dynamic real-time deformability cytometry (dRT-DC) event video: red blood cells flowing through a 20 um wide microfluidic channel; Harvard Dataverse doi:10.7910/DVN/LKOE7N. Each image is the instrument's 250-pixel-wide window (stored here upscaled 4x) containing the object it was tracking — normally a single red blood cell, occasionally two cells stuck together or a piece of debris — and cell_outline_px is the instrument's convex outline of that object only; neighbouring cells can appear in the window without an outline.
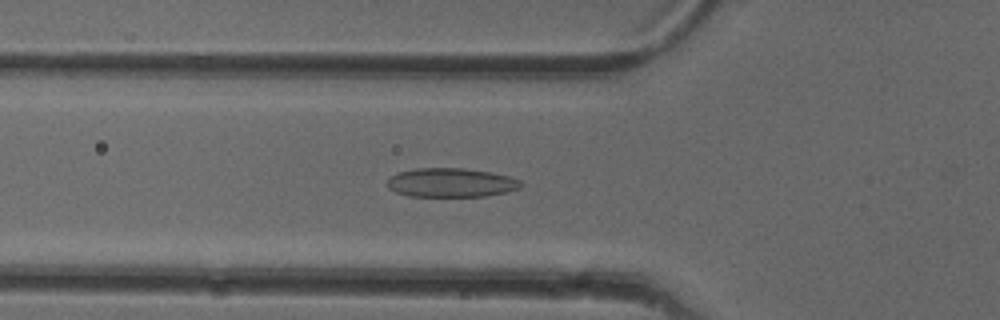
{"species": "common noctule bat (a hibernating species)", "species_latin": "Nyctalus noctula", "temperature_condition": "cold", "stored_images_in_passage": 51, "camera_frame_rate_fps": 3000, "um_per_image_px": 0.085, "animal": {"sex": "female"}, "frame": {"image": 1, "passage_image": 17, "time_ms": 5.333, "image_size_px": [1000, 320], "cell_outline_px": [[524, 184], [520, 188], [504, 192], [484, 196], [408, 196], [396, 192], [388, 188], [388, 180], [396, 172], [416, 168], [464, 168], [492, 172], [508, 176], [520, 180]], "centroid_in_image_um": [38.34, 15.51], "position_along_channel_um": 87.5, "area_um2": 22.6}}
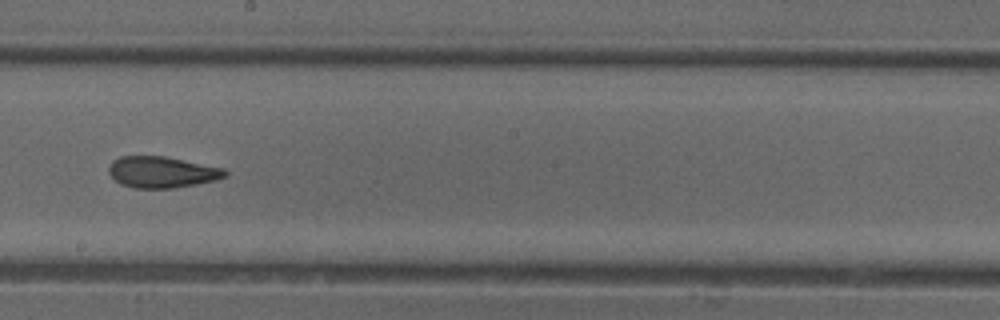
{"frame": {"image": 2, "passage_image": 28, "time_ms": 9.0, "image_size_px": [1000, 320], "cell_outline_px": [[228, 176], [216, 180], [196, 184], [172, 188], [136, 188], [120, 184], [108, 172], [108, 168], [112, 160], [120, 156], [164, 156], [224, 168], [228, 172]], "centroid_in_image_um": [13.77, 14.62], "position_along_channel_um": 234.4, "area_um2": 21.21}}
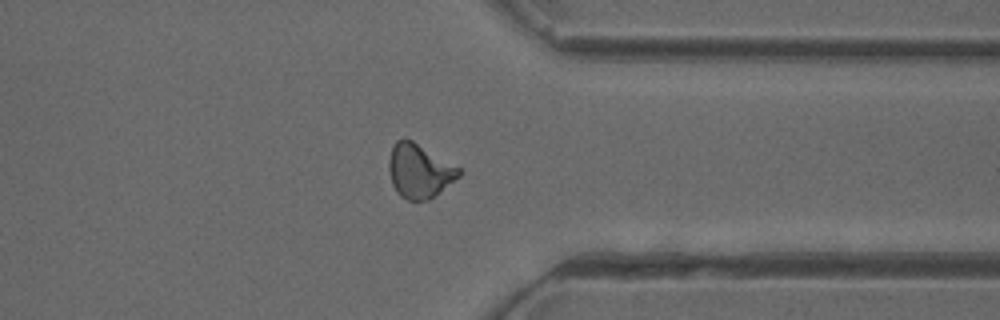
{"frame": {"image": 3, "passage_image": 39, "time_ms": 12.667, "image_size_px": [1000, 320], "cell_outline_px": [[464, 172], [460, 176], [428, 200], [408, 200], [400, 196], [396, 192], [392, 184], [388, 168], [388, 160], [392, 148], [396, 140], [412, 140], [460, 168]], "centroid_in_image_um": [35.63, 14.54], "position_along_channel_um": 375.8, "area_um2": 21.85}, "authors_computed_cell_mechanics": {"area_um2": 21.675, "velocity_mm_per_s": 3.9915, "shape_relaxation_time_tau1_ms": null, "shape_relaxation_time_tau2_ms": 2.7303, "deformation_change_tau1": null, "deformation_change_tau2": 0.1063}}